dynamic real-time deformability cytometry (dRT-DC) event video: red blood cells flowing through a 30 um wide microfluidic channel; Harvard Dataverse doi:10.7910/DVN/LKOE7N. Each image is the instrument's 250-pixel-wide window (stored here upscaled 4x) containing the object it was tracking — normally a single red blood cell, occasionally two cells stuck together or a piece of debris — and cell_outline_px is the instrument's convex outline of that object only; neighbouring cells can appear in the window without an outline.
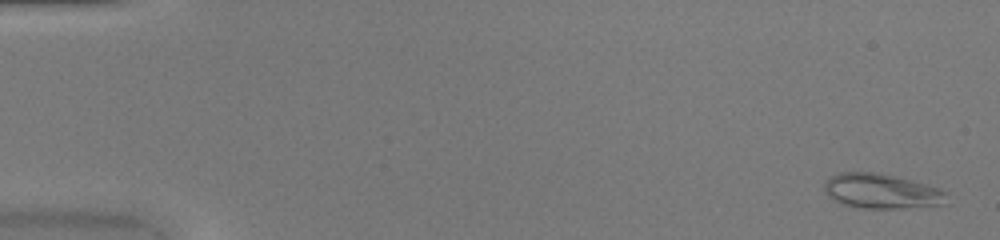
{"species": "common noctule bat (a hibernating species)", "species_latin": "Nyctalus noctula", "temperature_condition": "warm", "stored_images_in_passage": 50, "camera_frame_rate_fps": 3000, "um_per_image_px": 0.085, "animal": {"sex": "female", "body_mass_g": 20.0, "forearm_length_mm": 54.0}, "frame": {"image": 1, "passage_image": 2, "time_ms": 0.333, "image_size_px": [1000, 240], "cell_outline_px": [[948, 204], [900, 208], [864, 208], [844, 204], [832, 200], [824, 192], [824, 184], [832, 176], [840, 172], [876, 172], [928, 184], [940, 188], [948, 192]], "centroid_in_image_um": [74.98, 16.25], "position_along_channel_um": 10.0, "area_um2": 24.97}}
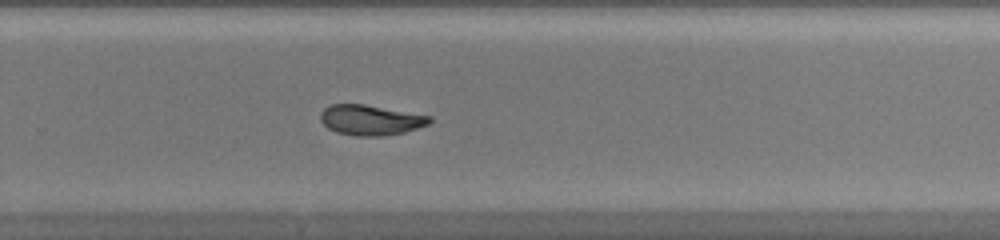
{"frame": {"image": 2, "passage_image": 34, "time_ms": 11.0, "image_size_px": [1000, 240], "cell_outline_px": [[432, 120], [428, 124], [404, 132], [384, 136], [356, 136], [336, 132], [328, 128], [320, 120], [320, 112], [324, 108], [332, 104], [364, 104], [432, 116]], "centroid_in_image_um": [31.48, 10.2], "position_along_channel_um": 298.3, "area_um2": 19.25}}
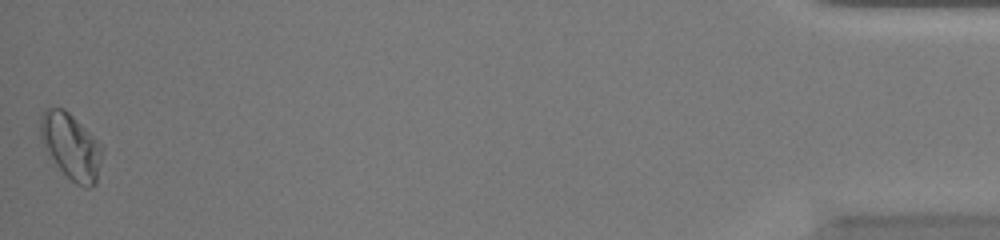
{"frame": {"image": 3, "passage_image": 50, "time_ms": 16.333, "image_size_px": [1000, 240], "cell_outline_px": [[104, 148], [96, 184], [88, 188], [84, 188], [76, 184], [56, 164], [44, 148], [40, 136], [40, 116], [48, 108], [64, 108]], "centroid_in_image_um": [6.04, 12.46], "position_along_channel_um": 429.2, "area_um2": 23.35}, "authors_computed_cell_mechanics": {"area_um2": 20.8947, "velocity_mm_per_s": 4.1595, "shape_relaxation_time_tau1_ms": 4.5732, "shape_relaxation_time_tau2_ms": 4.6508, "deformation_change_tau1": 0.1777, "deformation_change_tau2": 0.0929}}